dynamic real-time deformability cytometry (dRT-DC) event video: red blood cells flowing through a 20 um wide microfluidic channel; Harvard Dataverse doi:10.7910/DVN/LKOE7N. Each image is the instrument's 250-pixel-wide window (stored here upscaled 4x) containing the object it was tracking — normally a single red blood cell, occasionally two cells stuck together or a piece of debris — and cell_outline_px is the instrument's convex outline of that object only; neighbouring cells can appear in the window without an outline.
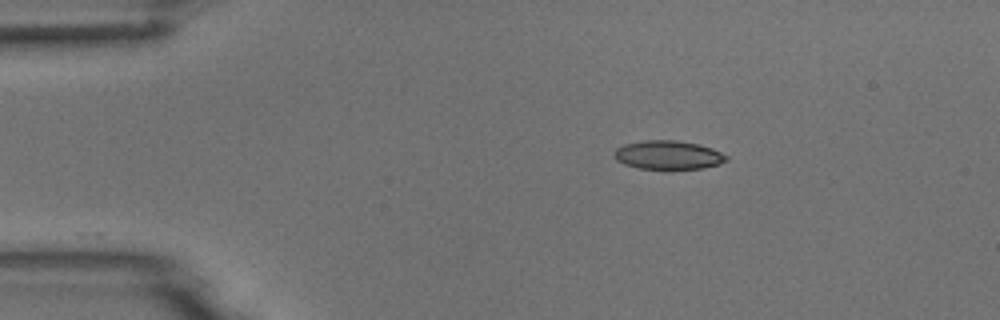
{"species": "common noctule bat (a hibernating species)", "species_latin": "Nyctalus noctula", "temperature_condition": "room temperature", "stored_images_in_passage": 39, "camera_frame_rate_fps": 3000, "um_per_image_px": 0.085, "animal": {"sex": "male", "body_mass_g": 18.8}, "frame": {"image": 1, "passage_image": 1, "time_ms": 0.0, "image_size_px": [1000, 320], "cell_outline_px": [[728, 160], [720, 164], [704, 168], [668, 172], [664, 172], [640, 168], [624, 164], [616, 160], [612, 156], [612, 152], [616, 148], [624, 144], [644, 140], [672, 140], [696, 144], [712, 148], [728, 156]], "centroid_in_image_um": [56.77, 13.23], "position_along_channel_um": 28.2, "area_um2": 19.65}}
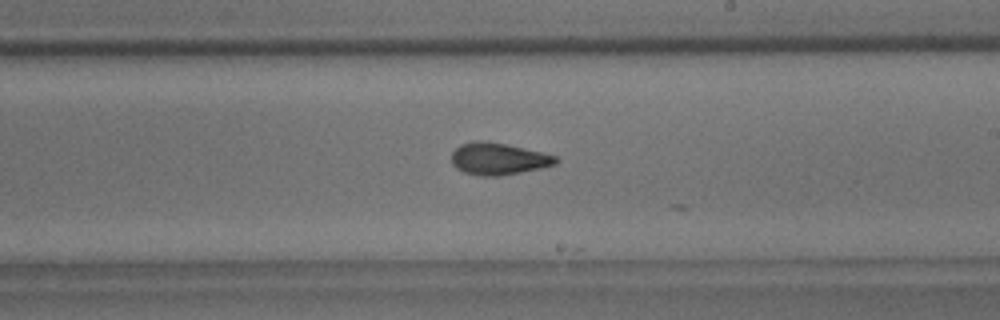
{"frame": {"image": 2, "passage_image": 22, "time_ms": 7.0, "image_size_px": [1000, 320], "cell_outline_px": [[560, 160], [556, 164], [540, 168], [500, 176], [480, 176], [464, 172], [456, 168], [452, 164], [452, 152], [460, 144], [472, 140], [488, 140], [508, 144], [556, 156]], "centroid_in_image_um": [42.33, 13.48], "position_along_channel_um": 246.7, "area_um2": 19.59}}
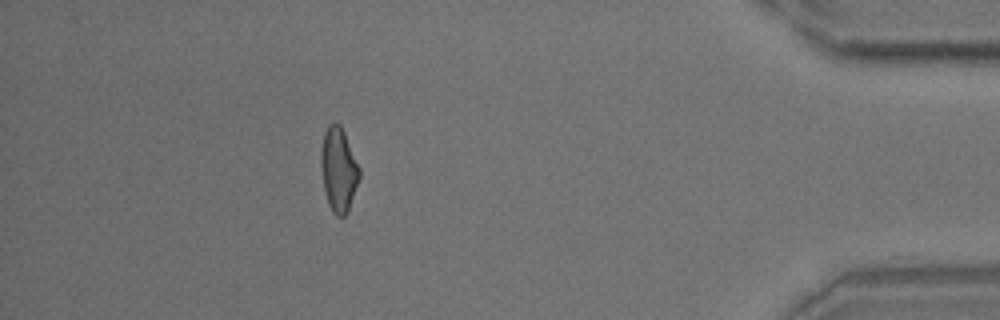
{"frame": {"image": 3, "passage_image": 38, "time_ms": 12.333, "image_size_px": [1000, 320], "cell_outline_px": [[360, 180], [348, 212], [344, 216], [336, 216], [332, 212], [328, 204], [324, 188], [320, 168], [320, 152], [324, 132], [328, 124], [340, 124], [344, 132], [360, 168]], "centroid_in_image_um": [28.78, 14.44], "position_along_channel_um": 406.4, "area_um2": 19.07}}